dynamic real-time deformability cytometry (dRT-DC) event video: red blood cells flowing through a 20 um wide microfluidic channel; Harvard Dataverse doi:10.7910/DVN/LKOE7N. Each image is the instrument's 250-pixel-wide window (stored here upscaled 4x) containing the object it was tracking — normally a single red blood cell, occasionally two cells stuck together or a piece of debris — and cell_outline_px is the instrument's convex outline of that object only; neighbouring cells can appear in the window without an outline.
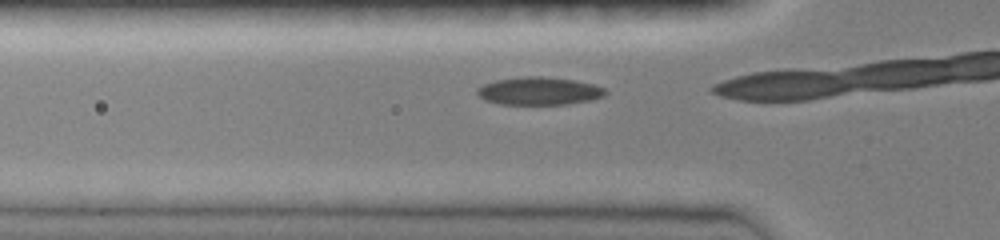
{"species": "common noctule bat (a hibernating species)", "species_latin": "Nyctalus noctula", "temperature_condition": "room temperature", "stored_images_in_passage": 11, "camera_frame_rate_fps": 3000, "um_per_image_px": 0.085, "animal": {"sex": "female", "body_mass_g": 19.0, "forearm_length_mm": 51.5}, "frame": {"image": 1, "passage_image": 9, "time_ms": 2.0, "image_size_px": [1000, 240], "cell_outline_px": [[608, 92], [604, 96], [588, 100], [568, 104], [500, 104], [484, 100], [476, 92], [476, 88], [484, 84], [496, 80], [524, 76], [544, 76], [572, 80], [592, 84], [604, 88]], "centroid_in_image_um": [45.79, 7.73], "position_along_channel_um": 80.0, "area_um2": 20.69}}